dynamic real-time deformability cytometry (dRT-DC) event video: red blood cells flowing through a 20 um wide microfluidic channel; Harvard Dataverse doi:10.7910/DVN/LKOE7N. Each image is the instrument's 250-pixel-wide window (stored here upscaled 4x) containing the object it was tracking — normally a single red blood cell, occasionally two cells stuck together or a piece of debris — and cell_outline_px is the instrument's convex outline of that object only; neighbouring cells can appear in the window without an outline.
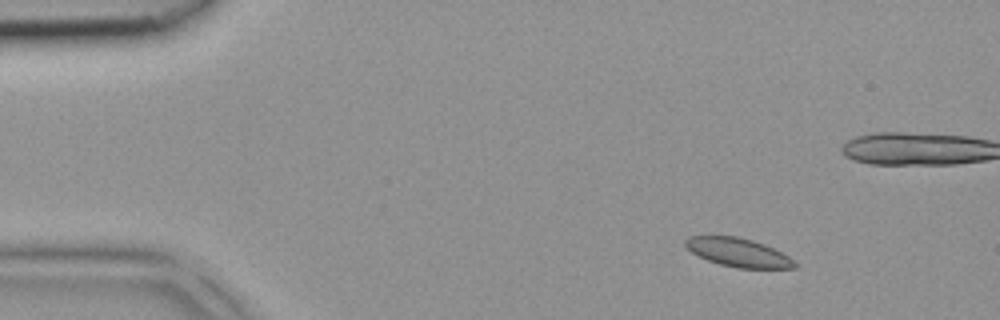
{"species": "common noctule bat (a hibernating species)", "species_latin": "Nyctalus noctula", "temperature_condition": "room temperature", "stored_images_in_passage": 19, "camera_frame_rate_fps": 3000, "um_per_image_px": 0.085, "animal": {"sex": "female", "body_mass_g": 18.4}, "frame": {"image": 1, "passage_image": 4, "time_ms": 1.0, "image_size_px": [1000, 320], "cell_outline_px": [[796, 268], [736, 268], [720, 264], [708, 260], [692, 252], [684, 244], [684, 240], [688, 236], [736, 236], [752, 240], [764, 244], [788, 256], [796, 264]], "centroid_in_image_um": [62.72, 21.45], "position_along_channel_um": 22.3, "area_um2": 17.98}}
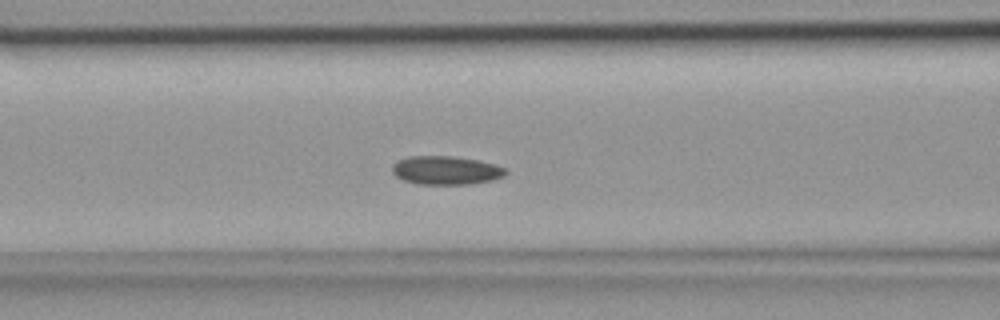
{"frame": {"image": 2, "passage_image": 16, "time_ms": 5.0, "image_size_px": [1000, 320], "cell_outline_px": [[508, 172], [504, 176], [492, 180], [472, 184], [416, 184], [404, 180], [396, 176], [392, 172], [392, 164], [396, 160], [408, 156], [452, 156], [480, 160], [496, 164], [504, 168]], "centroid_in_image_um": [37.9, 14.47], "position_along_channel_um": 128.7, "area_um2": 19.13}}